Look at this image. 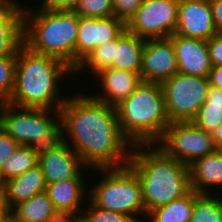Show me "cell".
<instances>
[{
	"label": "cell",
	"mask_w": 222,
	"mask_h": 222,
	"mask_svg": "<svg viewBox=\"0 0 222 222\" xmlns=\"http://www.w3.org/2000/svg\"><path fill=\"white\" fill-rule=\"evenodd\" d=\"M38 165L47 184L67 180H85L83 169L87 167L76 152L63 141L58 146L39 150Z\"/></svg>",
	"instance_id": "obj_11"
},
{
	"label": "cell",
	"mask_w": 222,
	"mask_h": 222,
	"mask_svg": "<svg viewBox=\"0 0 222 222\" xmlns=\"http://www.w3.org/2000/svg\"><path fill=\"white\" fill-rule=\"evenodd\" d=\"M95 170L102 176L97 184L88 187V200L103 209L129 215L136 222H145L142 185L135 171L129 165Z\"/></svg>",
	"instance_id": "obj_7"
},
{
	"label": "cell",
	"mask_w": 222,
	"mask_h": 222,
	"mask_svg": "<svg viewBox=\"0 0 222 222\" xmlns=\"http://www.w3.org/2000/svg\"><path fill=\"white\" fill-rule=\"evenodd\" d=\"M0 128L19 145L38 150L63 142L59 109L18 107L0 102Z\"/></svg>",
	"instance_id": "obj_6"
},
{
	"label": "cell",
	"mask_w": 222,
	"mask_h": 222,
	"mask_svg": "<svg viewBox=\"0 0 222 222\" xmlns=\"http://www.w3.org/2000/svg\"><path fill=\"white\" fill-rule=\"evenodd\" d=\"M208 78L210 86L222 90V66L212 67Z\"/></svg>",
	"instance_id": "obj_37"
},
{
	"label": "cell",
	"mask_w": 222,
	"mask_h": 222,
	"mask_svg": "<svg viewBox=\"0 0 222 222\" xmlns=\"http://www.w3.org/2000/svg\"><path fill=\"white\" fill-rule=\"evenodd\" d=\"M46 186L43 172L37 164L22 175L11 178L1 185L2 205L11 211L19 203L46 192Z\"/></svg>",
	"instance_id": "obj_18"
},
{
	"label": "cell",
	"mask_w": 222,
	"mask_h": 222,
	"mask_svg": "<svg viewBox=\"0 0 222 222\" xmlns=\"http://www.w3.org/2000/svg\"><path fill=\"white\" fill-rule=\"evenodd\" d=\"M190 186L198 194H212L222 188V152L213 153L196 159L189 165ZM221 186V188H220ZM213 191H212V189ZM219 188V189H217ZM211 191V192H210ZM222 191V190H221Z\"/></svg>",
	"instance_id": "obj_19"
},
{
	"label": "cell",
	"mask_w": 222,
	"mask_h": 222,
	"mask_svg": "<svg viewBox=\"0 0 222 222\" xmlns=\"http://www.w3.org/2000/svg\"><path fill=\"white\" fill-rule=\"evenodd\" d=\"M0 2H18V0H0Z\"/></svg>",
	"instance_id": "obj_41"
},
{
	"label": "cell",
	"mask_w": 222,
	"mask_h": 222,
	"mask_svg": "<svg viewBox=\"0 0 222 222\" xmlns=\"http://www.w3.org/2000/svg\"><path fill=\"white\" fill-rule=\"evenodd\" d=\"M80 17L108 18L114 16L112 0H80L74 11Z\"/></svg>",
	"instance_id": "obj_29"
},
{
	"label": "cell",
	"mask_w": 222,
	"mask_h": 222,
	"mask_svg": "<svg viewBox=\"0 0 222 222\" xmlns=\"http://www.w3.org/2000/svg\"><path fill=\"white\" fill-rule=\"evenodd\" d=\"M126 29V24L115 18H88L79 16L75 46V68L89 53L106 42L117 39Z\"/></svg>",
	"instance_id": "obj_12"
},
{
	"label": "cell",
	"mask_w": 222,
	"mask_h": 222,
	"mask_svg": "<svg viewBox=\"0 0 222 222\" xmlns=\"http://www.w3.org/2000/svg\"><path fill=\"white\" fill-rule=\"evenodd\" d=\"M59 110L63 141L87 168H121L129 164L133 145L121 132L116 107L88 94H74L72 98L68 95Z\"/></svg>",
	"instance_id": "obj_1"
},
{
	"label": "cell",
	"mask_w": 222,
	"mask_h": 222,
	"mask_svg": "<svg viewBox=\"0 0 222 222\" xmlns=\"http://www.w3.org/2000/svg\"><path fill=\"white\" fill-rule=\"evenodd\" d=\"M192 122L199 128L211 133L222 123V90L210 86L206 101L201 105Z\"/></svg>",
	"instance_id": "obj_24"
},
{
	"label": "cell",
	"mask_w": 222,
	"mask_h": 222,
	"mask_svg": "<svg viewBox=\"0 0 222 222\" xmlns=\"http://www.w3.org/2000/svg\"><path fill=\"white\" fill-rule=\"evenodd\" d=\"M24 5L0 2V57H16L24 45Z\"/></svg>",
	"instance_id": "obj_16"
},
{
	"label": "cell",
	"mask_w": 222,
	"mask_h": 222,
	"mask_svg": "<svg viewBox=\"0 0 222 222\" xmlns=\"http://www.w3.org/2000/svg\"><path fill=\"white\" fill-rule=\"evenodd\" d=\"M144 0H112L114 17L125 24L136 14Z\"/></svg>",
	"instance_id": "obj_31"
},
{
	"label": "cell",
	"mask_w": 222,
	"mask_h": 222,
	"mask_svg": "<svg viewBox=\"0 0 222 222\" xmlns=\"http://www.w3.org/2000/svg\"><path fill=\"white\" fill-rule=\"evenodd\" d=\"M16 57H0V102L12 95L15 79Z\"/></svg>",
	"instance_id": "obj_30"
},
{
	"label": "cell",
	"mask_w": 222,
	"mask_h": 222,
	"mask_svg": "<svg viewBox=\"0 0 222 222\" xmlns=\"http://www.w3.org/2000/svg\"><path fill=\"white\" fill-rule=\"evenodd\" d=\"M175 49L178 73L188 76L209 77L212 64L207 41L178 34L169 37Z\"/></svg>",
	"instance_id": "obj_15"
},
{
	"label": "cell",
	"mask_w": 222,
	"mask_h": 222,
	"mask_svg": "<svg viewBox=\"0 0 222 222\" xmlns=\"http://www.w3.org/2000/svg\"><path fill=\"white\" fill-rule=\"evenodd\" d=\"M128 165L141 182L147 215L191 190L189 166L170 157L156 144L133 145Z\"/></svg>",
	"instance_id": "obj_3"
},
{
	"label": "cell",
	"mask_w": 222,
	"mask_h": 222,
	"mask_svg": "<svg viewBox=\"0 0 222 222\" xmlns=\"http://www.w3.org/2000/svg\"><path fill=\"white\" fill-rule=\"evenodd\" d=\"M195 201V191L192 189L183 197L169 204L152 210L145 222H189Z\"/></svg>",
	"instance_id": "obj_23"
},
{
	"label": "cell",
	"mask_w": 222,
	"mask_h": 222,
	"mask_svg": "<svg viewBox=\"0 0 222 222\" xmlns=\"http://www.w3.org/2000/svg\"><path fill=\"white\" fill-rule=\"evenodd\" d=\"M87 182L85 180H67L47 184L46 193L57 212L81 213L88 198ZM87 186V187H86Z\"/></svg>",
	"instance_id": "obj_20"
},
{
	"label": "cell",
	"mask_w": 222,
	"mask_h": 222,
	"mask_svg": "<svg viewBox=\"0 0 222 222\" xmlns=\"http://www.w3.org/2000/svg\"><path fill=\"white\" fill-rule=\"evenodd\" d=\"M207 45L212 66H222V33L214 34Z\"/></svg>",
	"instance_id": "obj_33"
},
{
	"label": "cell",
	"mask_w": 222,
	"mask_h": 222,
	"mask_svg": "<svg viewBox=\"0 0 222 222\" xmlns=\"http://www.w3.org/2000/svg\"><path fill=\"white\" fill-rule=\"evenodd\" d=\"M96 76L98 81L100 79L102 91L92 94V97L114 107L125 100L142 82L140 74L114 68L104 69L94 77Z\"/></svg>",
	"instance_id": "obj_17"
},
{
	"label": "cell",
	"mask_w": 222,
	"mask_h": 222,
	"mask_svg": "<svg viewBox=\"0 0 222 222\" xmlns=\"http://www.w3.org/2000/svg\"><path fill=\"white\" fill-rule=\"evenodd\" d=\"M211 137L213 139L214 146L216 150L222 149V123L211 132Z\"/></svg>",
	"instance_id": "obj_38"
},
{
	"label": "cell",
	"mask_w": 222,
	"mask_h": 222,
	"mask_svg": "<svg viewBox=\"0 0 222 222\" xmlns=\"http://www.w3.org/2000/svg\"><path fill=\"white\" fill-rule=\"evenodd\" d=\"M2 205V198H1V186H0V206Z\"/></svg>",
	"instance_id": "obj_42"
},
{
	"label": "cell",
	"mask_w": 222,
	"mask_h": 222,
	"mask_svg": "<svg viewBox=\"0 0 222 222\" xmlns=\"http://www.w3.org/2000/svg\"><path fill=\"white\" fill-rule=\"evenodd\" d=\"M39 150L19 145L0 170V186L7 180L20 176L38 164Z\"/></svg>",
	"instance_id": "obj_25"
},
{
	"label": "cell",
	"mask_w": 222,
	"mask_h": 222,
	"mask_svg": "<svg viewBox=\"0 0 222 222\" xmlns=\"http://www.w3.org/2000/svg\"><path fill=\"white\" fill-rule=\"evenodd\" d=\"M145 39L134 35L127 29L114 39V53L111 68L140 74Z\"/></svg>",
	"instance_id": "obj_21"
},
{
	"label": "cell",
	"mask_w": 222,
	"mask_h": 222,
	"mask_svg": "<svg viewBox=\"0 0 222 222\" xmlns=\"http://www.w3.org/2000/svg\"><path fill=\"white\" fill-rule=\"evenodd\" d=\"M215 194H198L189 222H222V196Z\"/></svg>",
	"instance_id": "obj_26"
},
{
	"label": "cell",
	"mask_w": 222,
	"mask_h": 222,
	"mask_svg": "<svg viewBox=\"0 0 222 222\" xmlns=\"http://www.w3.org/2000/svg\"><path fill=\"white\" fill-rule=\"evenodd\" d=\"M24 7V45L32 52L52 56L75 70L79 16L74 11Z\"/></svg>",
	"instance_id": "obj_4"
},
{
	"label": "cell",
	"mask_w": 222,
	"mask_h": 222,
	"mask_svg": "<svg viewBox=\"0 0 222 222\" xmlns=\"http://www.w3.org/2000/svg\"><path fill=\"white\" fill-rule=\"evenodd\" d=\"M216 33L210 0H179L174 34L208 41Z\"/></svg>",
	"instance_id": "obj_14"
},
{
	"label": "cell",
	"mask_w": 222,
	"mask_h": 222,
	"mask_svg": "<svg viewBox=\"0 0 222 222\" xmlns=\"http://www.w3.org/2000/svg\"><path fill=\"white\" fill-rule=\"evenodd\" d=\"M57 211L46 192L16 205L11 211L20 222H48Z\"/></svg>",
	"instance_id": "obj_22"
},
{
	"label": "cell",
	"mask_w": 222,
	"mask_h": 222,
	"mask_svg": "<svg viewBox=\"0 0 222 222\" xmlns=\"http://www.w3.org/2000/svg\"><path fill=\"white\" fill-rule=\"evenodd\" d=\"M48 222H82V215L81 213L56 212Z\"/></svg>",
	"instance_id": "obj_36"
},
{
	"label": "cell",
	"mask_w": 222,
	"mask_h": 222,
	"mask_svg": "<svg viewBox=\"0 0 222 222\" xmlns=\"http://www.w3.org/2000/svg\"><path fill=\"white\" fill-rule=\"evenodd\" d=\"M178 7L179 0H144L126 29L144 39L170 37L177 28Z\"/></svg>",
	"instance_id": "obj_10"
},
{
	"label": "cell",
	"mask_w": 222,
	"mask_h": 222,
	"mask_svg": "<svg viewBox=\"0 0 222 222\" xmlns=\"http://www.w3.org/2000/svg\"><path fill=\"white\" fill-rule=\"evenodd\" d=\"M114 53V40L104 43L93 49L89 55L75 68L74 75L77 73L91 72L96 75L100 71L111 68ZM90 69V70H89Z\"/></svg>",
	"instance_id": "obj_27"
},
{
	"label": "cell",
	"mask_w": 222,
	"mask_h": 222,
	"mask_svg": "<svg viewBox=\"0 0 222 222\" xmlns=\"http://www.w3.org/2000/svg\"><path fill=\"white\" fill-rule=\"evenodd\" d=\"M10 214V211L3 205L0 206V222H4L5 218Z\"/></svg>",
	"instance_id": "obj_39"
},
{
	"label": "cell",
	"mask_w": 222,
	"mask_h": 222,
	"mask_svg": "<svg viewBox=\"0 0 222 222\" xmlns=\"http://www.w3.org/2000/svg\"><path fill=\"white\" fill-rule=\"evenodd\" d=\"M217 33H222V0H210Z\"/></svg>",
	"instance_id": "obj_35"
},
{
	"label": "cell",
	"mask_w": 222,
	"mask_h": 222,
	"mask_svg": "<svg viewBox=\"0 0 222 222\" xmlns=\"http://www.w3.org/2000/svg\"><path fill=\"white\" fill-rule=\"evenodd\" d=\"M4 222H20V221H18L12 214H9L5 218Z\"/></svg>",
	"instance_id": "obj_40"
},
{
	"label": "cell",
	"mask_w": 222,
	"mask_h": 222,
	"mask_svg": "<svg viewBox=\"0 0 222 222\" xmlns=\"http://www.w3.org/2000/svg\"><path fill=\"white\" fill-rule=\"evenodd\" d=\"M38 8L54 11H75L80 0H42Z\"/></svg>",
	"instance_id": "obj_34"
},
{
	"label": "cell",
	"mask_w": 222,
	"mask_h": 222,
	"mask_svg": "<svg viewBox=\"0 0 222 222\" xmlns=\"http://www.w3.org/2000/svg\"><path fill=\"white\" fill-rule=\"evenodd\" d=\"M166 114L170 122L192 121L206 101L210 87L208 77L176 73L161 84Z\"/></svg>",
	"instance_id": "obj_8"
},
{
	"label": "cell",
	"mask_w": 222,
	"mask_h": 222,
	"mask_svg": "<svg viewBox=\"0 0 222 222\" xmlns=\"http://www.w3.org/2000/svg\"><path fill=\"white\" fill-rule=\"evenodd\" d=\"M86 202L87 208L81 211L82 222H136L129 215L103 209L93 205L88 199Z\"/></svg>",
	"instance_id": "obj_28"
},
{
	"label": "cell",
	"mask_w": 222,
	"mask_h": 222,
	"mask_svg": "<svg viewBox=\"0 0 222 222\" xmlns=\"http://www.w3.org/2000/svg\"><path fill=\"white\" fill-rule=\"evenodd\" d=\"M70 74L73 76L74 70L65 62L23 45L16 55L14 88L7 102L18 107L60 109L67 96L61 95L59 83Z\"/></svg>",
	"instance_id": "obj_2"
},
{
	"label": "cell",
	"mask_w": 222,
	"mask_h": 222,
	"mask_svg": "<svg viewBox=\"0 0 222 222\" xmlns=\"http://www.w3.org/2000/svg\"><path fill=\"white\" fill-rule=\"evenodd\" d=\"M116 111L121 132L132 145L156 144L170 123L159 83L142 81Z\"/></svg>",
	"instance_id": "obj_5"
},
{
	"label": "cell",
	"mask_w": 222,
	"mask_h": 222,
	"mask_svg": "<svg viewBox=\"0 0 222 222\" xmlns=\"http://www.w3.org/2000/svg\"><path fill=\"white\" fill-rule=\"evenodd\" d=\"M156 145L188 166L216 150L211 133L197 127L192 121L170 122Z\"/></svg>",
	"instance_id": "obj_9"
},
{
	"label": "cell",
	"mask_w": 222,
	"mask_h": 222,
	"mask_svg": "<svg viewBox=\"0 0 222 222\" xmlns=\"http://www.w3.org/2000/svg\"><path fill=\"white\" fill-rule=\"evenodd\" d=\"M178 73L177 59L172 40L145 39L140 76L144 82L161 84Z\"/></svg>",
	"instance_id": "obj_13"
},
{
	"label": "cell",
	"mask_w": 222,
	"mask_h": 222,
	"mask_svg": "<svg viewBox=\"0 0 222 222\" xmlns=\"http://www.w3.org/2000/svg\"><path fill=\"white\" fill-rule=\"evenodd\" d=\"M18 146L19 144L0 128V170Z\"/></svg>",
	"instance_id": "obj_32"
}]
</instances>
